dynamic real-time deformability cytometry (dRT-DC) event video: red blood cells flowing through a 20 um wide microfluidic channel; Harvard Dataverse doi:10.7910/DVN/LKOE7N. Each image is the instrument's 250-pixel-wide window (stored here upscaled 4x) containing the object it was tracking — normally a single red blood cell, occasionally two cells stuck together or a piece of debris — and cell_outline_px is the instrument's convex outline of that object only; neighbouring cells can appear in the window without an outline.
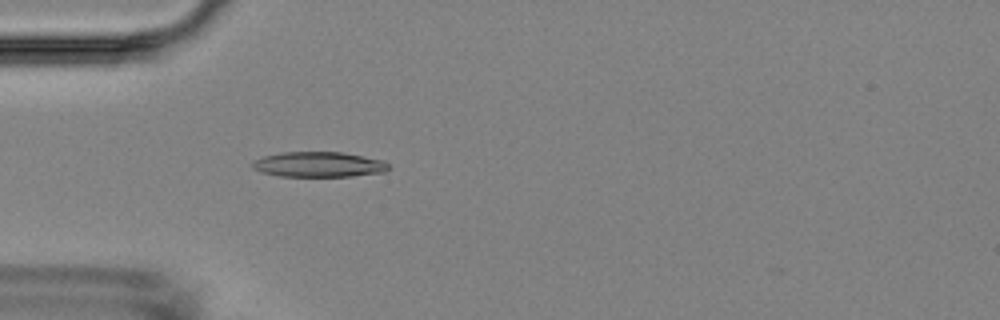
{"species": "Egyptian fruit bat (a non-hibernating species)", "species_latin": "Rousettus aegyptiacus", "temperature_condition": "room temperature", "stored_images_in_passage": 3, "camera_frame_rate_fps": 3000, "um_per_image_px": 0.085, "animal": {"sex": "female"}, "frame": {"image": 1, "passage_image": 3, "time_ms": 2.333, "image_size_px": [1000, 320], "cell_outline_px": [[388, 168], [384, 172], [352, 176], [280, 176], [260, 172], [252, 168], [248, 164], [252, 160], [264, 156], [280, 152], [340, 152], [384, 160], [388, 164]], "centroid_in_image_um": [27.01, 13.98], "position_along_channel_um": 58.0, "area_um2": 20.11}}